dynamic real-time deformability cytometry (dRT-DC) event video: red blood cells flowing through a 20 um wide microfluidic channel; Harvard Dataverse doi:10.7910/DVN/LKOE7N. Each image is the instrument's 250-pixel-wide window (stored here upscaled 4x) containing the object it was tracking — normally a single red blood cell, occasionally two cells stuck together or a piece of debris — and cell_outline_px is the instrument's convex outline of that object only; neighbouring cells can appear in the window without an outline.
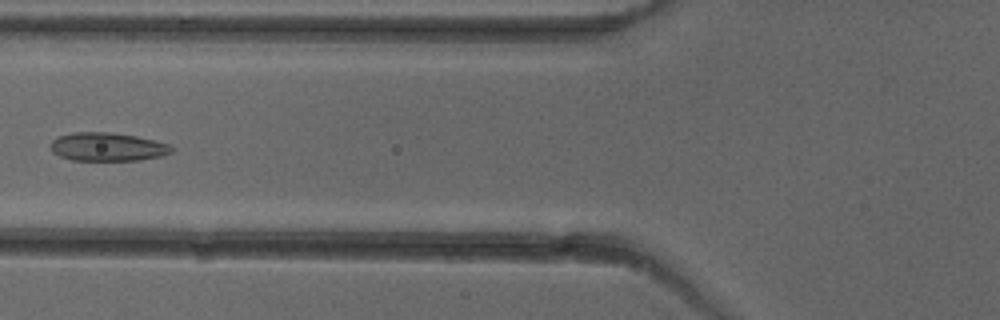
{"species": "common noctule bat (a hibernating species)", "species_latin": "Nyctalus noctula", "temperature_condition": "cold", "stored_images_in_passage": 5, "camera_frame_rate_fps": 3000, "um_per_image_px": 0.085, "animal": {"sex": "female"}, "frame": {"image": 1, "passage_image": 4, "time_ms": 4.0, "image_size_px": [1000, 320], "cell_outline_px": [[176, 148], [172, 152], [160, 156], [140, 160], [72, 160], [60, 156], [52, 152], [48, 144], [56, 136], [72, 132], [108, 132], [136, 136], [168, 144]], "centroid_in_image_um": [9.09, 12.48], "position_along_channel_um": 116.7, "area_um2": 20.17}}
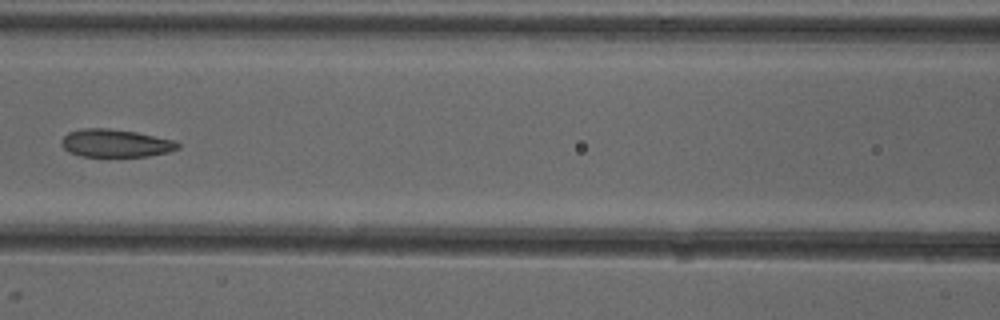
{"frame": {"image": 2, "passage_image": 5, "time_ms": 5.0, "image_size_px": [1000, 320], "cell_outline_px": [[180, 148], [168, 152], [148, 156], [80, 156], [68, 152], [60, 144], [60, 140], [68, 132], [84, 128], [108, 128], [136, 132], [172, 140], [180, 144]], "centroid_in_image_um": [9.78, 12.17], "position_along_channel_um": 156.8, "area_um2": 18.84}}